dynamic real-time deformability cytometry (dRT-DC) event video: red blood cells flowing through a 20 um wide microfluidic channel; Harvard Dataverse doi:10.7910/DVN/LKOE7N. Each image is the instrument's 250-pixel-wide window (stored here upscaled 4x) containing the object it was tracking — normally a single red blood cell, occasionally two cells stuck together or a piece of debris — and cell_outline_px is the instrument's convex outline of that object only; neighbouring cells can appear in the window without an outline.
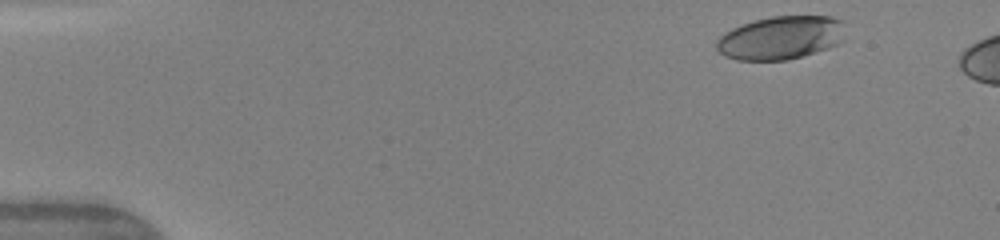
{"species": "human", "species_latin": "Homo sapiens", "temperature_condition": "warm", "stored_images_in_passage": 7, "camera_frame_rate_fps": 3000, "um_per_image_px": 0.085, "donor": {"sex": "female"}, "frame": {"image": 1, "passage_image": 2, "time_ms": 0.333, "image_size_px": [1000, 240], "cell_outline_px": [[844, 40], [828, 48], [788, 60], [736, 60], [724, 56], [716, 48], [716, 40], [724, 32], [740, 24], [752, 20], [772, 16], [832, 16], [844, 20]], "centroid_in_image_um": [66.36, 3.2], "position_along_channel_um": 18.6, "area_um2": 32.95}}